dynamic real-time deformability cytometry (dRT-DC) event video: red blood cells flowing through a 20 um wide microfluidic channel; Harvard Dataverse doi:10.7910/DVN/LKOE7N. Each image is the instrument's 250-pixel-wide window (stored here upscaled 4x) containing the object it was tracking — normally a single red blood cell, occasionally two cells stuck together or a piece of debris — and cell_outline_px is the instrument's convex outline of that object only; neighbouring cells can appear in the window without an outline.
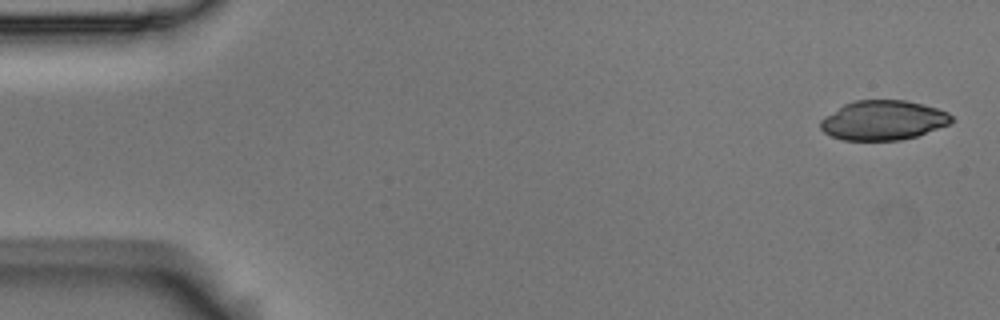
{"species": "Egyptian fruit bat (a non-hibernating species)", "species_latin": "Rousettus aegyptiacus", "temperature_condition": "room temperature", "stored_images_in_passage": 5, "camera_frame_rate_fps": 3000, "um_per_image_px": 0.085, "animal": {"sex": "male"}, "frame": {"image": 1, "passage_image": 1, "time_ms": 0.0, "image_size_px": [1000, 320], "cell_outline_px": [[956, 120], [948, 124], [916, 136], [900, 140], [844, 140], [832, 136], [824, 132], [820, 128], [820, 120], [824, 116], [844, 104], [856, 100], [904, 100], [924, 104], [948, 112]], "centroid_in_image_um": [75.07, 10.22], "position_along_channel_um": 9.9, "area_um2": 30.17}}